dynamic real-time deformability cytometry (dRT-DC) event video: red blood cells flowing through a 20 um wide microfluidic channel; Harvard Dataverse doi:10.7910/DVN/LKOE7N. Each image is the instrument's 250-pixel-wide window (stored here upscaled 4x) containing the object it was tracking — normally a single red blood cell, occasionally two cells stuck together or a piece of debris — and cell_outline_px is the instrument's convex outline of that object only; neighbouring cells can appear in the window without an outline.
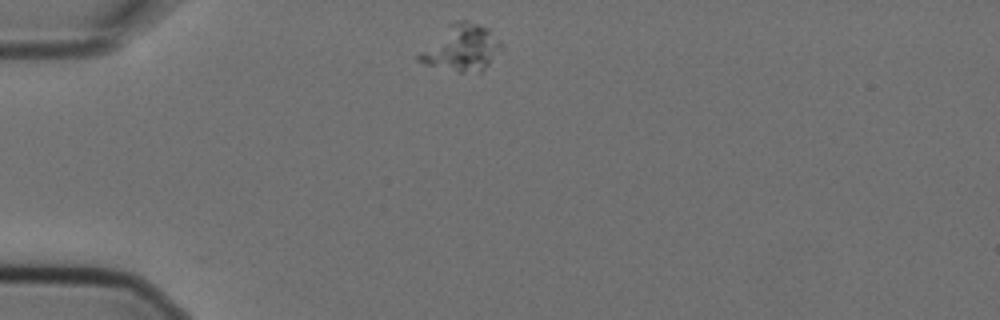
{"species": "Egyptian fruit bat (a non-hibernating species)", "species_latin": "Rousettus aegyptiacus", "temperature_condition": "cold", "stored_images_in_passage": 1, "camera_frame_rate_fps": 3000, "um_per_image_px": 0.085, "animal": {"sex": "female"}, "frame": {"image": 1, "passage_image": 1, "time_ms": 0.0, "image_size_px": [1000, 320], "cell_outline_px": [[504, 48], [480, 72], [456, 72], [424, 64], [416, 60], [416, 56], [448, 24], [456, 20], [464, 20], [488, 28], [504, 44]], "centroid_in_image_um": [39.25, 4.08], "position_along_channel_um": 45.8, "area_um2": 22.2}}